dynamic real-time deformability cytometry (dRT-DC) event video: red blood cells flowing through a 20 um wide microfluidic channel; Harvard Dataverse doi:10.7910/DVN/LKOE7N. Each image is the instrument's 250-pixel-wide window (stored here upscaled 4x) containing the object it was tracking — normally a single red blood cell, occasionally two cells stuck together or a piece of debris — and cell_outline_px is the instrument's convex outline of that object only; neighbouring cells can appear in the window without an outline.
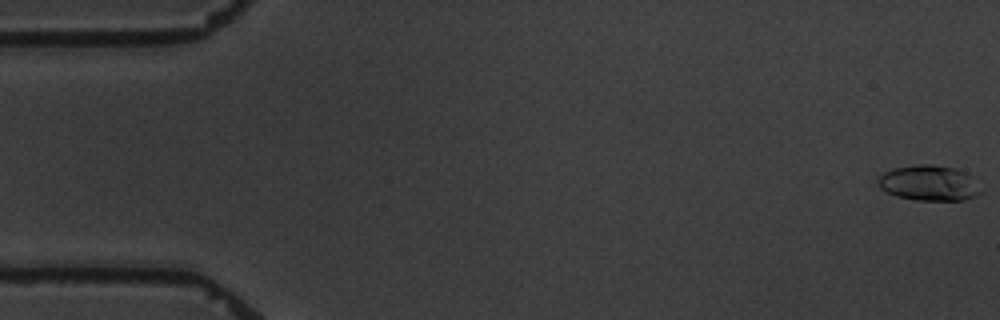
{"species": "common noctule bat (a hibernating species)", "species_latin": "Nyctalus noctula", "temperature_condition": "warm", "stored_images_in_passage": 5, "camera_frame_rate_fps": 3000, "um_per_image_px": 0.085, "animal": {"sex": "male", "body_mass_g": 19.5, "forearm_length_mm": 54.6}, "frame": {"image": 1, "passage_image": 1, "time_ms": 0.0, "image_size_px": [1000, 320], "cell_outline_px": [[984, 192], [976, 196], [964, 200], [916, 200], [896, 196], [880, 188], [876, 180], [884, 172], [892, 168], [916, 164], [932, 164], [952, 168], [980, 176]], "centroid_in_image_um": [79.09, 15.55], "position_along_channel_um": 5.9, "area_um2": 22.02}}
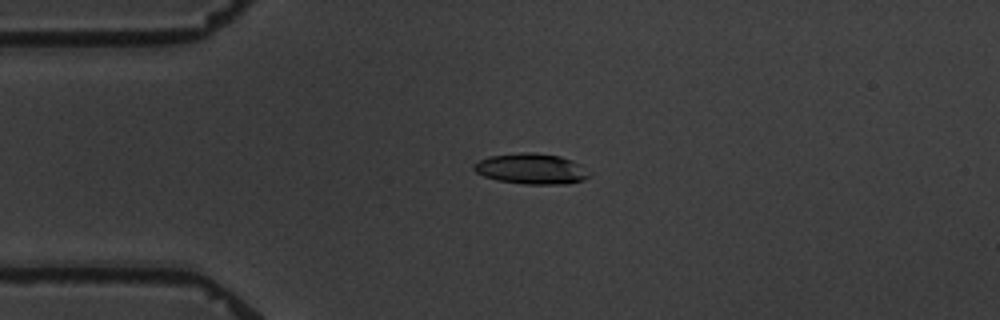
{"frame": {"image": 2, "passage_image": 4, "time_ms": 4.333, "image_size_px": [1000, 320], "cell_outline_px": [[592, 176], [584, 180], [568, 184], [524, 184], [496, 180], [484, 176], [476, 172], [472, 168], [472, 164], [488, 156], [520, 152], [536, 152], [560, 156], [572, 160], [580, 164], [592, 172]], "centroid_in_image_um": [45.2, 14.35], "position_along_channel_um": 39.8, "area_um2": 21.04}}